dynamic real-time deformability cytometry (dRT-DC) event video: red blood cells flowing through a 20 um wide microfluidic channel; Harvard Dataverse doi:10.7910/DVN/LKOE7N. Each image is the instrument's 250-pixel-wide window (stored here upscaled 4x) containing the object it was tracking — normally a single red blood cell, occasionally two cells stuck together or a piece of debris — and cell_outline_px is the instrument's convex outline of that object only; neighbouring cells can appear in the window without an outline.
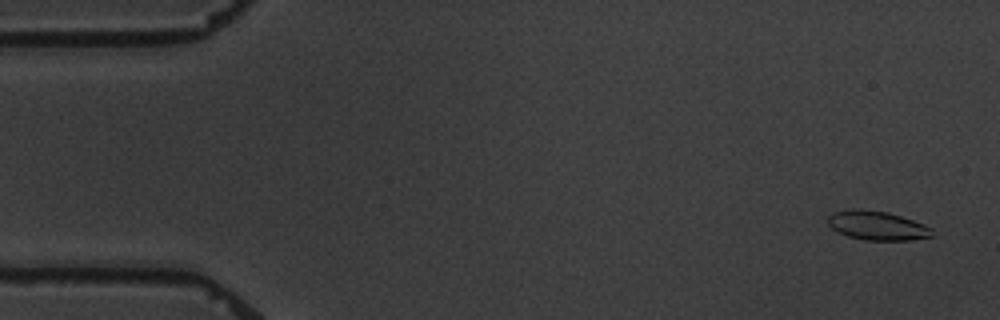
{"species": "common noctule bat (a hibernating species)", "species_latin": "Nyctalus noctula", "temperature_condition": "warm", "stored_images_in_passage": 5, "camera_frame_rate_fps": 3000, "um_per_image_px": 0.085, "animal": {"sex": "male", "body_mass_g": 19.5, "forearm_length_mm": 54.6}, "frame": {"image": 1, "passage_image": 1, "time_ms": 0.0, "image_size_px": [1000, 320], "cell_outline_px": [[932, 236], [912, 240], [864, 240], [848, 236], [832, 228], [828, 224], [828, 216], [832, 212], [888, 212], [924, 224], [932, 228]], "centroid_in_image_um": [74.63, 19.23], "position_along_channel_um": 10.4, "area_um2": 16.76}}